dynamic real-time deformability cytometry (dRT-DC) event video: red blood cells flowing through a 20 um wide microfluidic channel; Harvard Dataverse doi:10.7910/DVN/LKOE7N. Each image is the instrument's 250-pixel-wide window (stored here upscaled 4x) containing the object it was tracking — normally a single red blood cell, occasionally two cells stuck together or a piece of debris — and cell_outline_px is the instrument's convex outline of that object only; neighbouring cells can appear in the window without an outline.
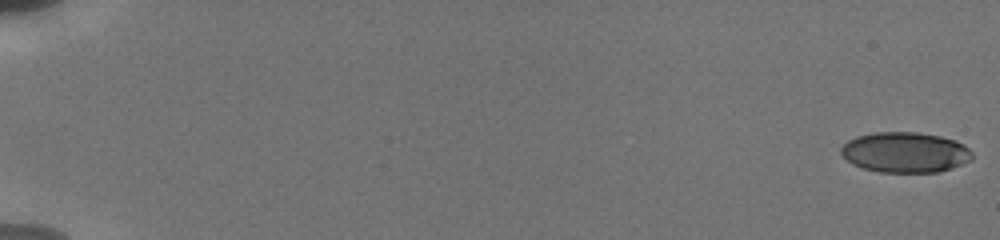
{"species": "human", "species_latin": "Homo sapiens", "temperature_condition": "cold", "stored_images_in_passage": 36, "camera_frame_rate_fps": 3000, "um_per_image_px": 0.085, "donor": {"sex": "male"}, "frame": {"image": 1, "passage_image": 1, "time_ms": 0.0, "image_size_px": [1000, 240], "cell_outline_px": [[972, 160], [940, 172], [880, 172], [864, 168], [852, 164], [840, 152], [840, 148], [848, 140], [856, 136], [872, 132], [916, 132], [940, 136], [956, 140], [964, 144], [972, 152]], "centroid_in_image_um": [76.94, 12.94], "position_along_channel_um": 8.1, "area_um2": 30.98}}
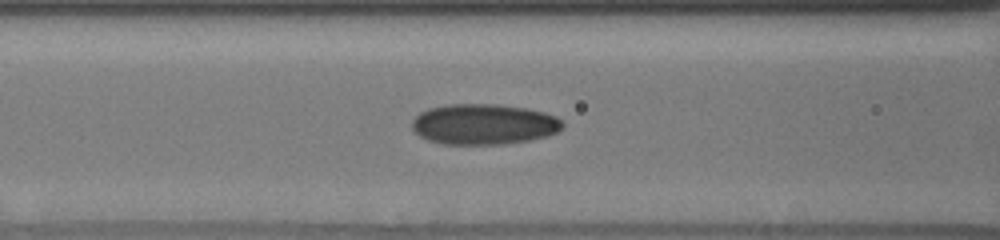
{"frame": {"image": 2, "passage_image": 13, "time_ms": 8.333, "image_size_px": [1000, 240], "cell_outline_px": [[564, 124], [556, 132], [548, 136], [528, 140], [504, 144], [440, 144], [428, 140], [420, 136], [412, 128], [412, 120], [420, 112], [428, 108], [448, 104], [496, 104], [524, 108], [544, 112], [556, 116]], "centroid_in_image_um": [41.09, 10.56], "position_along_channel_um": 125.5, "area_um2": 35.6}}
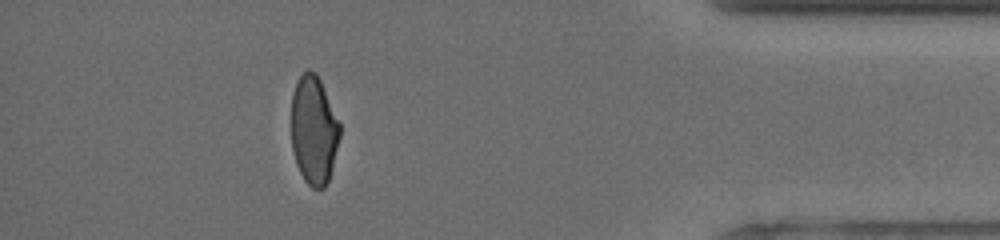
{"frame": {"image": 3, "passage_image": 32, "time_ms": 16.667, "image_size_px": [1000, 240], "cell_outline_px": [[340, 136], [332, 168], [328, 180], [324, 188], [312, 188], [304, 180], [296, 164], [292, 148], [292, 92], [296, 80], [308, 68], [316, 72], [320, 80], [340, 124]], "centroid_in_image_um": [26.66, 11.05], "position_along_channel_um": 408.5, "area_um2": 30.63}, "authors_computed_cell_mechanics": {"area_um2": 32.8015, "velocity_mm_per_s": 3.8224, "shape_relaxation_time_tau1_ms": null, "shape_relaxation_time_tau2_ms": 1.3489, "deformation_change_tau1": null, "deformation_change_tau2": 0.0643}}